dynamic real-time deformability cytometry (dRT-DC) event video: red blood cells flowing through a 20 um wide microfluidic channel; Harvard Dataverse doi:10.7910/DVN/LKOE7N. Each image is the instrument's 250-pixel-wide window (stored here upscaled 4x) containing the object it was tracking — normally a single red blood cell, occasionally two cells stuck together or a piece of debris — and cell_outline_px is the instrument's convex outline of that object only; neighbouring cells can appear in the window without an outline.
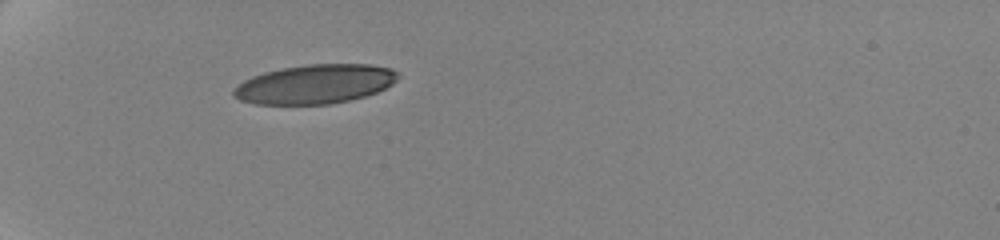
{"species": "human", "species_latin": "Homo sapiens", "temperature_condition": "cold", "stored_images_in_passage": 29, "camera_frame_rate_fps": 3000, "um_per_image_px": 0.085, "donor": {"sex": "female"}, "frame": {"image": 1, "passage_image": 1, "time_ms": 0.0, "image_size_px": [1000, 240], "cell_outline_px": [[396, 80], [392, 84], [376, 92], [364, 96], [348, 100], [328, 104], [256, 104], [240, 100], [232, 96], [232, 92], [244, 80], [252, 76], [264, 72], [284, 68], [308, 64], [368, 64], [392, 68], [396, 72]], "centroid_in_image_um": [26.76, 7.15], "position_along_channel_um": 58.2, "area_um2": 37.17}}
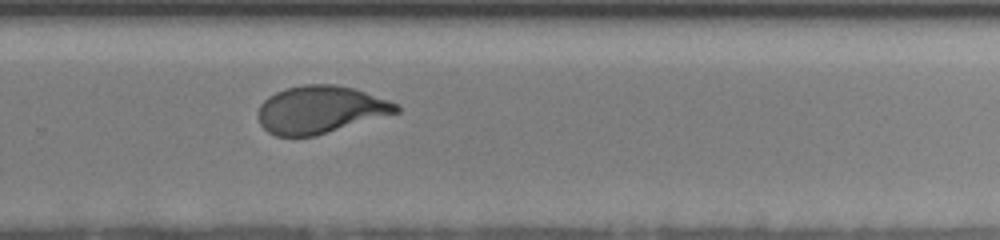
{"frame": {"image": 2, "passage_image": 15, "time_ms": 7.667, "image_size_px": [1000, 240], "cell_outline_px": [[400, 112], [316, 136], [276, 136], [268, 132], [260, 124], [256, 116], [256, 112], [260, 104], [268, 96], [284, 88], [304, 84], [336, 84], [352, 88], [400, 104]], "centroid_in_image_um": [27.2, 9.32], "position_along_channel_um": 302.6, "area_um2": 38.55}}
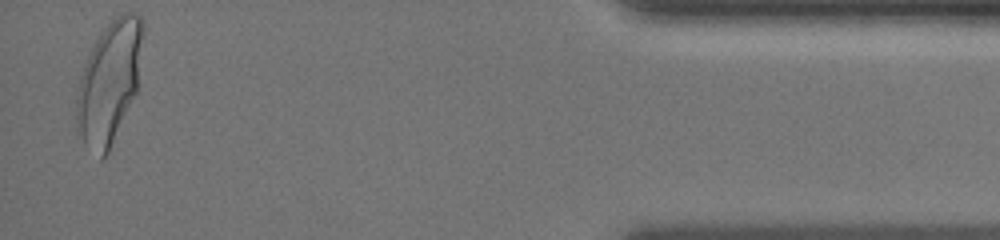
{"frame": {"image": 3, "passage_image": 28, "time_ms": 12.667, "image_size_px": [1000, 240], "cell_outline_px": [[144, 28], [136, 92], [108, 152], [100, 160], [76, 136], [76, 96], [80, 76], [88, 56], [96, 40], [104, 28], [116, 16], [124, 12], [132, 12], [140, 16], [144, 20]], "centroid_in_image_um": [9.26, 7.01], "position_along_channel_um": 425.9, "area_um2": 47.05}, "authors_computed_cell_mechanics": {"area_um2": 39.4774, "velocity_mm_per_s": 3.4962, "shape_relaxation_time_tau1_ms": 3.8418, "shape_relaxation_time_tau2_ms": null, "deformation_change_tau1": 0.1616, "deformation_change_tau2": null}}